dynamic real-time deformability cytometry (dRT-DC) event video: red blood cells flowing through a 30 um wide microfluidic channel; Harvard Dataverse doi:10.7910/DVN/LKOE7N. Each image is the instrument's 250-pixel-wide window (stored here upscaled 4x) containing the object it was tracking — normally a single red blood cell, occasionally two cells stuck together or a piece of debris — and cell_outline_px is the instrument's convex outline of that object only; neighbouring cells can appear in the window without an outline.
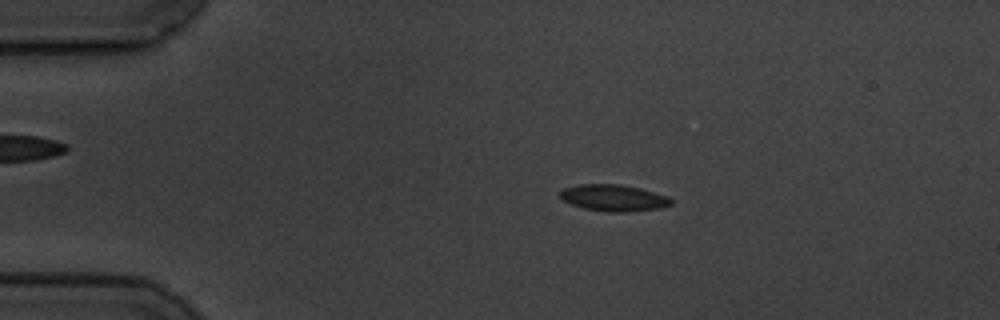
{"species": "common noctule bat (a hibernating species)", "species_latin": "Nyctalus noctula", "temperature_condition": "cold", "stored_images_in_passage": 4, "camera_frame_rate_fps": 3000, "um_per_image_px": 0.085, "animal": {"sex": "male", "body_mass_g": 19.5, "forearm_length_mm": 54.6}, "frame": {"image": 1, "passage_image": 3, "time_ms": 2.333, "image_size_px": [1000, 320], "cell_outline_px": [[676, 200], [672, 204], [660, 208], [624, 212], [608, 212], [584, 208], [572, 204], [564, 200], [560, 196], [560, 192], [564, 188], [580, 184], [620, 184], [640, 188], [668, 196]], "centroid_in_image_um": [52.21, 16.81], "position_along_channel_um": 32.8, "area_um2": 17.17}}